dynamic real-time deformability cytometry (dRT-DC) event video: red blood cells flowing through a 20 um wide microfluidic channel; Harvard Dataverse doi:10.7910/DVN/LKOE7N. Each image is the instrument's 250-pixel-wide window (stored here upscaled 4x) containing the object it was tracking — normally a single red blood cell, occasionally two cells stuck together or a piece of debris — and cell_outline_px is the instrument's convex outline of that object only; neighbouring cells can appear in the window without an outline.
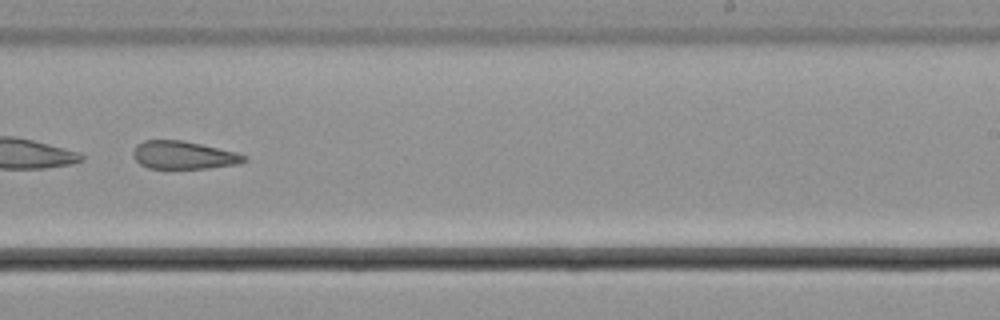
{"species": "common noctule bat (a hibernating species)", "species_latin": "Nyctalus noctula", "temperature_condition": "cold", "stored_images_in_passage": 46, "camera_frame_rate_fps": 3000, "um_per_image_px": 0.085, "animal": {"sex": "male", "body_mass_g": 21.5, "forearm_length_mm": 52.0}, "frame": {"image": 1, "passage_image": 27, "time_ms": 8.667, "image_size_px": [1000, 320], "cell_outline_px": [[248, 160], [240, 164], [208, 168], [148, 168], [140, 164], [132, 156], [132, 152], [136, 144], [144, 140], [184, 140], [236, 152], [248, 156]], "centroid_in_image_um": [15.61, 13.18], "position_along_channel_um": 273.4, "area_um2": 18.26}, "authors_computed_cell_mechanics": {"area_um2": 20.808, "velocity_mm_per_s": 3.7051, "shape_relaxation_time_tau1_ms": null, "shape_relaxation_time_tau2_ms": 6.4461, "deformation_change_tau1": null, "deformation_change_tau2": 0.172}}